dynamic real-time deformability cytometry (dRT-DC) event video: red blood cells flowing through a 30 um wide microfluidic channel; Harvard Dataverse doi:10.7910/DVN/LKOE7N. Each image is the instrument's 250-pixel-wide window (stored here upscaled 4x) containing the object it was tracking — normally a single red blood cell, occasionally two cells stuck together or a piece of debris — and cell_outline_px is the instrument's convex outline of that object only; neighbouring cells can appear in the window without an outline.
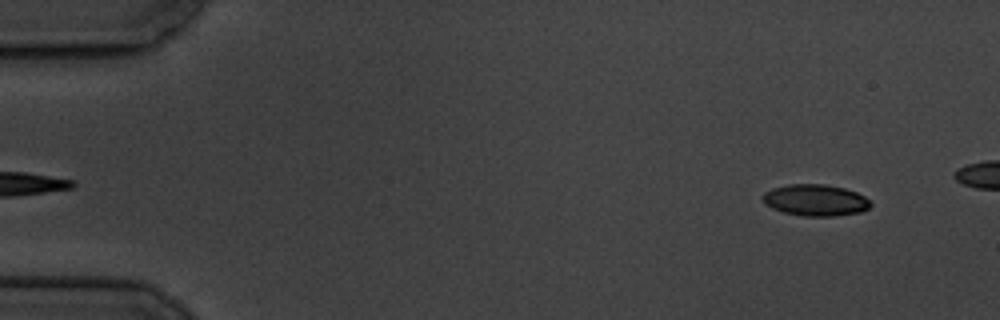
{"species": "common noctule bat (a hibernating species)", "species_latin": "Nyctalus noctula", "temperature_condition": "cold", "stored_images_in_passage": 50, "camera_frame_rate_fps": 3000, "um_per_image_px": 0.085, "animal": {"sex": "male", "body_mass_g": 19.5, "forearm_length_mm": 54.6}, "frame": {"image": 1, "passage_image": 3, "time_ms": 0.667, "image_size_px": [1000, 320], "cell_outline_px": [[872, 204], [868, 208], [860, 212], [836, 216], [804, 216], [784, 212], [772, 208], [764, 204], [760, 196], [764, 192], [772, 188], [788, 184], [824, 184], [844, 188], [856, 192], [864, 196]], "centroid_in_image_um": [69.27, 17.01], "position_along_channel_um": 15.7, "area_um2": 19.88}}
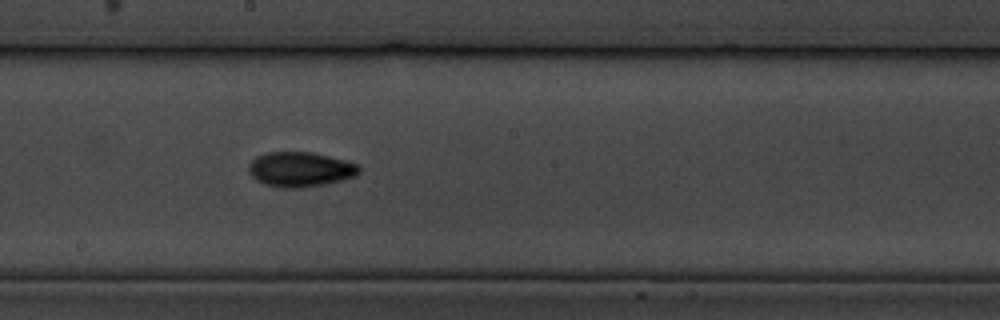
{"frame": {"image": 2, "passage_image": 30, "time_ms": 9.667, "image_size_px": [1000, 320], "cell_outline_px": [[360, 172], [356, 176], [324, 184], [300, 188], [284, 188], [264, 184], [256, 180], [252, 176], [248, 168], [248, 164], [256, 156], [264, 152], [312, 152], [344, 160], [356, 164], [360, 168]], "centroid_in_image_um": [25.49, 14.39], "position_along_channel_um": 222.7, "area_um2": 22.37}}
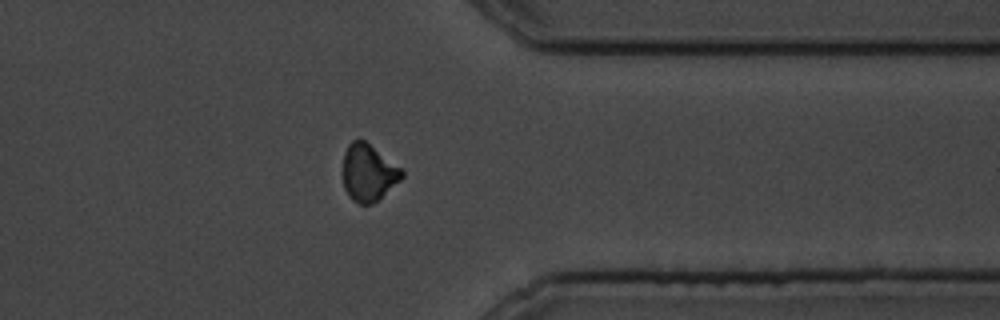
{"frame": {"image": 3, "passage_image": 44, "time_ms": 14.333, "image_size_px": [1000, 320], "cell_outline_px": [[404, 176], [400, 180], [372, 204], [360, 204], [352, 200], [348, 196], [344, 188], [344, 152], [348, 144], [352, 140], [364, 140], [400, 168], [404, 172]], "centroid_in_image_um": [31.29, 14.69], "position_along_channel_um": 380.1, "area_um2": 19.13}}